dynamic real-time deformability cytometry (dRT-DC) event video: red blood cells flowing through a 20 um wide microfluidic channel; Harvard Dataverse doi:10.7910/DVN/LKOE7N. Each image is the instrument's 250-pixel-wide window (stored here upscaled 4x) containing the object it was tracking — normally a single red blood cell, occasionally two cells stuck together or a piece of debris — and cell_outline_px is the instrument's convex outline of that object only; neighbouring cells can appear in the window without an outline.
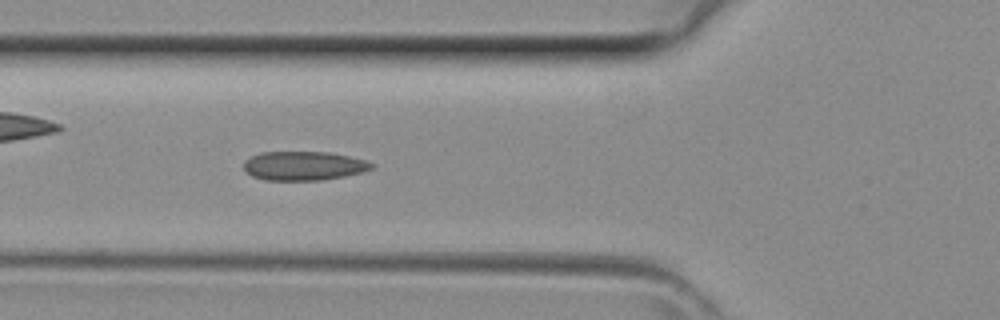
{"species": "common noctule bat (a hibernating species)", "species_latin": "Nyctalus noctula", "temperature_condition": "room temperature", "stored_images_in_passage": 42, "camera_frame_rate_fps": 3000, "um_per_image_px": 0.085, "animal": {"sex": "female", "body_mass_g": 29.2, "forearm_length_mm": 56.3}, "frame": {"image": 1, "passage_image": 14, "time_ms": 4.333, "image_size_px": [1000, 320], "cell_outline_px": [[376, 164], [372, 168], [364, 172], [344, 176], [320, 180], [264, 180], [252, 176], [244, 168], [244, 160], [260, 152], [328, 152], [348, 156], [364, 160]], "centroid_in_image_um": [25.82, 14.09], "position_along_channel_um": 100.0, "area_um2": 21.56}}
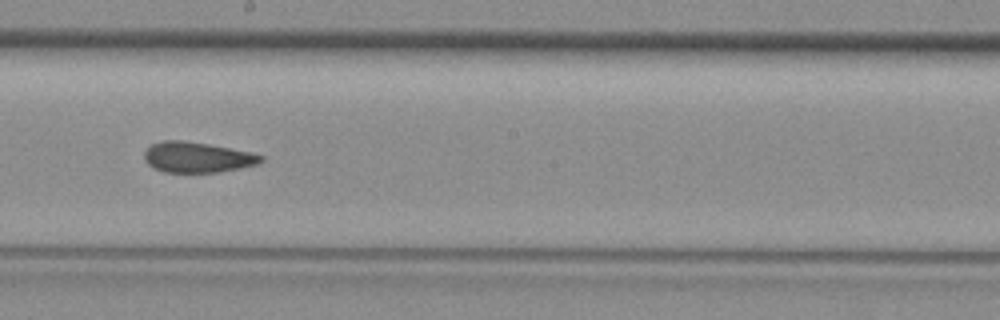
{"frame": {"image": 2, "passage_image": 22, "time_ms": 7.0, "image_size_px": [1000, 320], "cell_outline_px": [[264, 160], [260, 164], [240, 168], [216, 172], [164, 172], [148, 164], [144, 160], [144, 152], [152, 144], [164, 140], [184, 140], [208, 144], [252, 152], [264, 156]], "centroid_in_image_um": [16.8, 13.36], "position_along_channel_um": 231.4, "area_um2": 20.75}}
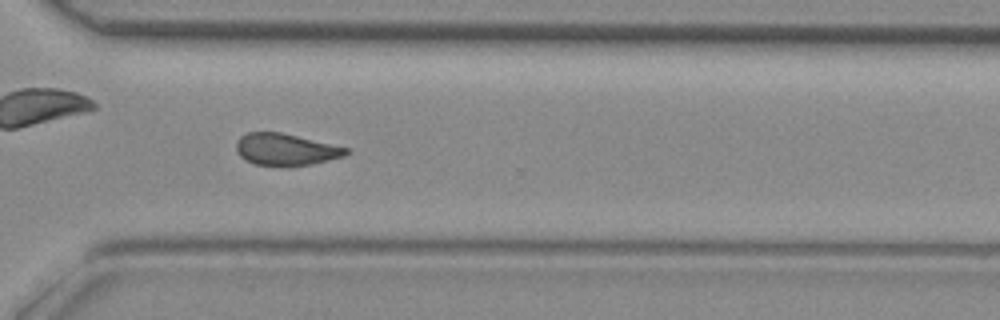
{"frame": {"image": 3, "passage_image": 29, "time_ms": 9.333, "image_size_px": [1000, 320], "cell_outline_px": [[352, 152], [344, 156], [312, 164], [288, 168], [256, 164], [244, 160], [236, 152], [236, 140], [240, 136], [248, 132], [280, 132], [348, 148]], "centroid_in_image_um": [24.26, 12.73], "position_along_channel_um": 346.3, "area_um2": 20.75}}